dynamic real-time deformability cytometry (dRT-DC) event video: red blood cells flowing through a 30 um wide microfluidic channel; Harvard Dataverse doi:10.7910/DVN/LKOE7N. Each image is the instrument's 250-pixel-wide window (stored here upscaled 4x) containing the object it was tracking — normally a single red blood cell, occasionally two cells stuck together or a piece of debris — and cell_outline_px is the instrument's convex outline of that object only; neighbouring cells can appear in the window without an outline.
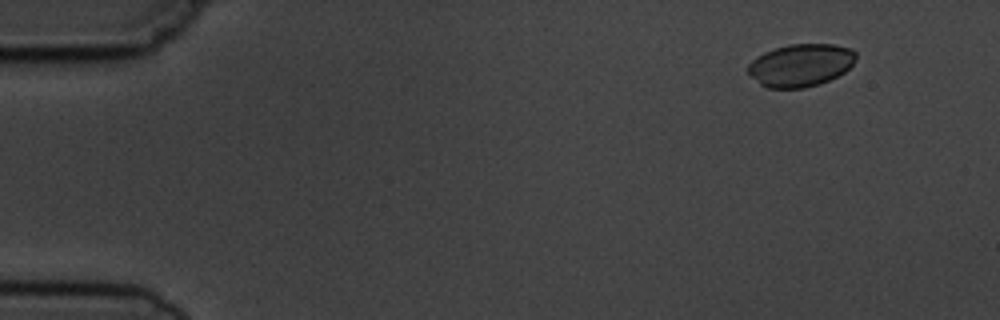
{"species": "common noctule bat (a hibernating species)", "species_latin": "Nyctalus noctula", "temperature_condition": "cold", "stored_images_in_passage": 7, "segment_of_instrument_passage": [2, 2], "camera_frame_rate_fps": 3000, "um_per_image_px": 0.085, "animal": {"sex": "male", "body_mass_g": 19.5, "forearm_length_mm": 54.6}, "frame": {"image": 1, "passage_image": 7, "time_ms": 7.0, "image_size_px": [1000, 320], "cell_outline_px": [[856, 56], [852, 64], [844, 72], [820, 84], [804, 88], [768, 88], [760, 84], [748, 72], [748, 64], [756, 56], [764, 52], [788, 44], [832, 44], [852, 48], [856, 52]], "centroid_in_image_um": [68.05, 5.53], "position_along_channel_um": 16.9, "area_um2": 26.76}}